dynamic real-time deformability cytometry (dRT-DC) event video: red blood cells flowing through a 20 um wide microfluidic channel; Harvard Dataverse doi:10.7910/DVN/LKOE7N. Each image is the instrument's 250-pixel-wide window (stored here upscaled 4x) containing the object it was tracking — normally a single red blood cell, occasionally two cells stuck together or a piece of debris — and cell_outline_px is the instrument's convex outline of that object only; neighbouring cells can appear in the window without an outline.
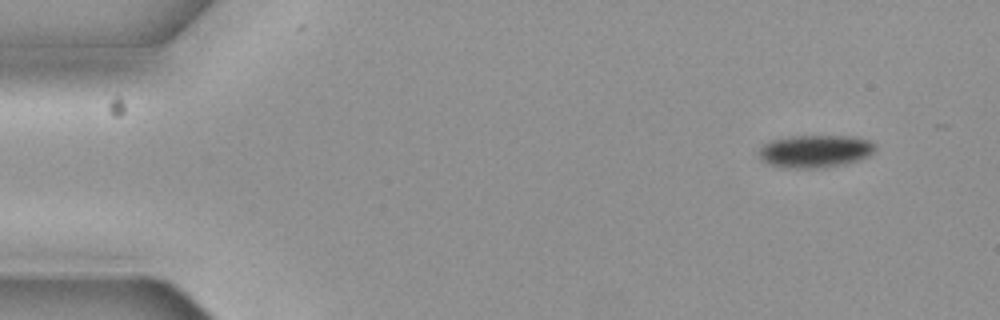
{"species": "common noctule bat (a hibernating species)", "species_latin": "Nyctalus noctula", "temperature_condition": "cold", "stored_images_in_passage": 4, "camera_frame_rate_fps": 3000, "um_per_image_px": 0.085, "animal": {"sex": "female", "body_mass_g": 19.3, "forearm_length_mm": 54.1}, "frame": {"image": 1, "passage_image": 1, "time_ms": 0.0, "image_size_px": [1000, 320], "cell_outline_px": [[876, 148], [868, 156], [860, 160], [840, 164], [812, 168], [796, 168], [768, 164], [760, 160], [760, 148], [764, 144], [772, 140], [796, 136], [852, 136], [872, 140], [876, 144]], "centroid_in_image_um": [69.33, 12.83], "position_along_channel_um": 15.7, "area_um2": 21.85}}
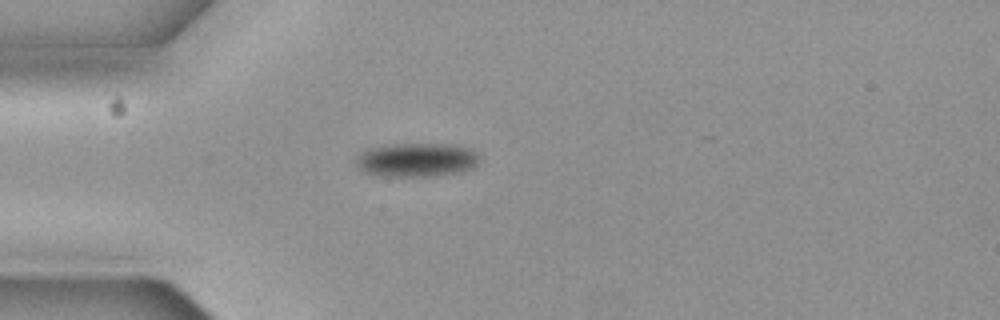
{"frame": {"image": 2, "passage_image": 4, "time_ms": 1.0, "image_size_px": [1000, 320], "cell_outline_px": [[480, 160], [472, 168], [464, 172], [436, 176], [380, 176], [364, 172], [356, 164], [356, 156], [372, 148], [396, 144], [456, 144], [472, 148], [480, 156]], "centroid_in_image_um": [35.5, 13.6], "position_along_channel_um": 49.5, "area_um2": 24.57}}